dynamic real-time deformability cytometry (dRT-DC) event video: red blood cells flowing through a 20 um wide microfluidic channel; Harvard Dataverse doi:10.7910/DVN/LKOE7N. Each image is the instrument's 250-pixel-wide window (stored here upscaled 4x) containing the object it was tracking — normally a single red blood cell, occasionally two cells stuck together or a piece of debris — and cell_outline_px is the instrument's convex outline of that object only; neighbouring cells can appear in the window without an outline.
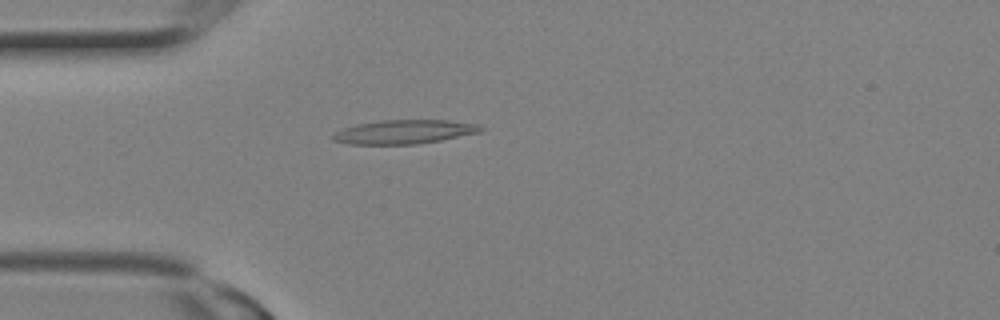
{"species": "Egyptian fruit bat (a non-hibernating species)", "species_latin": "Rousettus aegyptiacus", "temperature_condition": "room temperature", "stored_images_in_passage": 3, "camera_frame_rate_fps": 3000, "um_per_image_px": 0.085, "animal": {"sex": "female"}, "frame": {"image": 1, "passage_image": 3, "time_ms": 0.667, "image_size_px": [1000, 320], "cell_outline_px": [[484, 128], [480, 132], [440, 140], [416, 144], [348, 144], [332, 140], [332, 136], [336, 132], [344, 128], [356, 124], [380, 120], [448, 120], [480, 124]], "centroid_in_image_um": [34.37, 11.2], "position_along_channel_um": 50.6, "area_um2": 20.58}}